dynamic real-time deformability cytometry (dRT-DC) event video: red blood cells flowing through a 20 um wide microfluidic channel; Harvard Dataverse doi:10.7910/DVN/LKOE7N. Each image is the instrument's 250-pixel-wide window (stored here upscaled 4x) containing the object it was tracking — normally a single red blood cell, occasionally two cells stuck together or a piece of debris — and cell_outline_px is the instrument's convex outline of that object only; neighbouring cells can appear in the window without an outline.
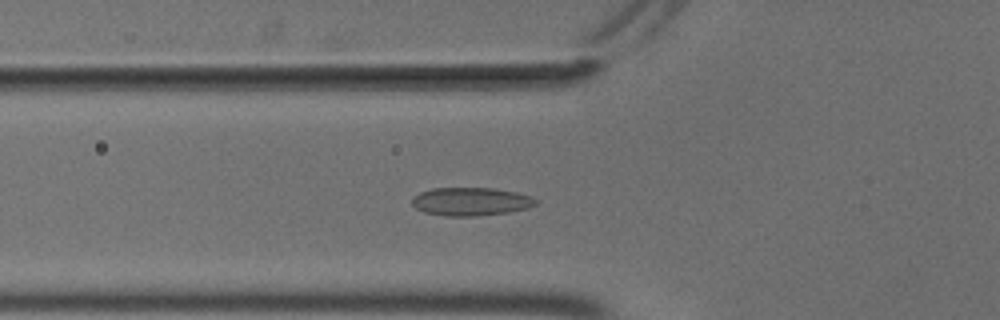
{"species": "common noctule bat (a hibernating species)", "species_latin": "Nyctalus noctula", "temperature_condition": "cold", "stored_images_in_passage": 46, "camera_frame_rate_fps": 3000, "um_per_image_px": 0.085, "animal": {"sex": "male", "body_mass_g": 18.8}, "frame": {"image": 1, "passage_image": 11, "time_ms": 3.333, "image_size_px": [1000, 320], "cell_outline_px": [[536, 204], [528, 208], [508, 212], [480, 216], [444, 216], [424, 212], [416, 208], [412, 204], [412, 196], [420, 192], [432, 188], [496, 188], [516, 192], [532, 196], [536, 200]], "centroid_in_image_um": [40.01, 17.13], "position_along_channel_um": 85.8, "area_um2": 20.52}}
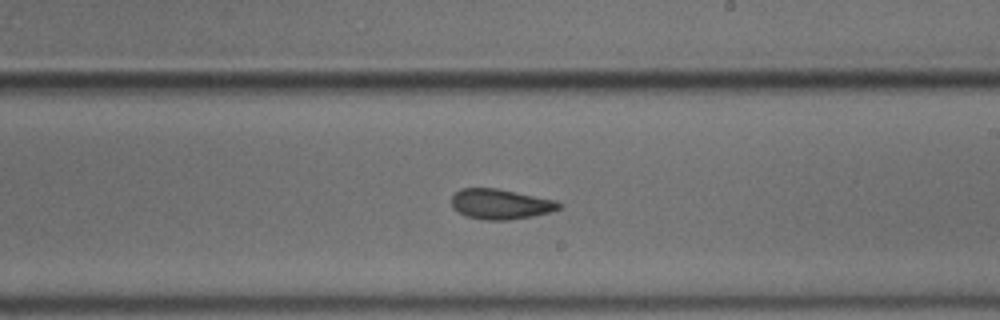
{"frame": {"image": 2, "passage_image": 24, "time_ms": 7.667, "image_size_px": [1000, 320], "cell_outline_px": [[564, 204], [560, 208], [548, 212], [532, 216], [508, 220], [484, 220], [468, 216], [452, 208], [452, 196], [460, 188], [496, 188], [556, 200]], "centroid_in_image_um": [42.55, 17.34], "position_along_channel_um": 246.5, "area_um2": 18.79}}
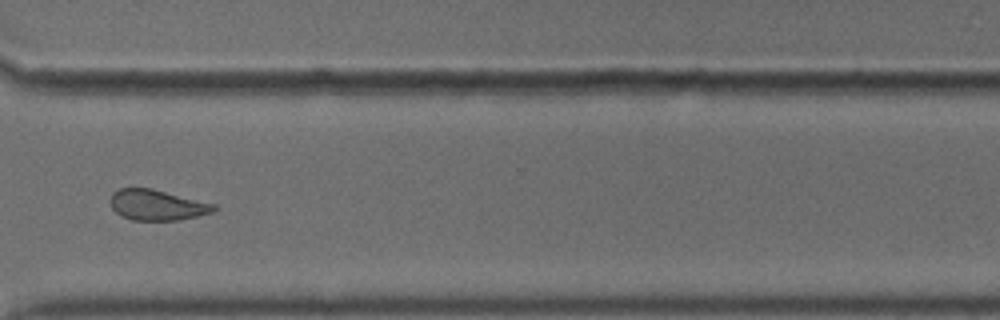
{"frame": {"image": 3, "passage_image": 33, "time_ms": 10.667, "image_size_px": [1000, 320], "cell_outline_px": [[216, 208], [212, 212], [180, 220], [132, 220], [120, 216], [112, 208], [112, 192], [120, 188], [152, 188], [216, 204]], "centroid_in_image_um": [13.35, 17.42], "position_along_channel_um": 357.2, "area_um2": 18.38}, "authors_computed_cell_mechanics": {"area_um2": 19.363, "velocity_mm_per_s": 3.6889, "shape_relaxation_time_tau1_ms": null, "shape_relaxation_time_tau2_ms": 2.3128, "deformation_change_tau1": null, "deformation_change_tau2": 0.0739}}